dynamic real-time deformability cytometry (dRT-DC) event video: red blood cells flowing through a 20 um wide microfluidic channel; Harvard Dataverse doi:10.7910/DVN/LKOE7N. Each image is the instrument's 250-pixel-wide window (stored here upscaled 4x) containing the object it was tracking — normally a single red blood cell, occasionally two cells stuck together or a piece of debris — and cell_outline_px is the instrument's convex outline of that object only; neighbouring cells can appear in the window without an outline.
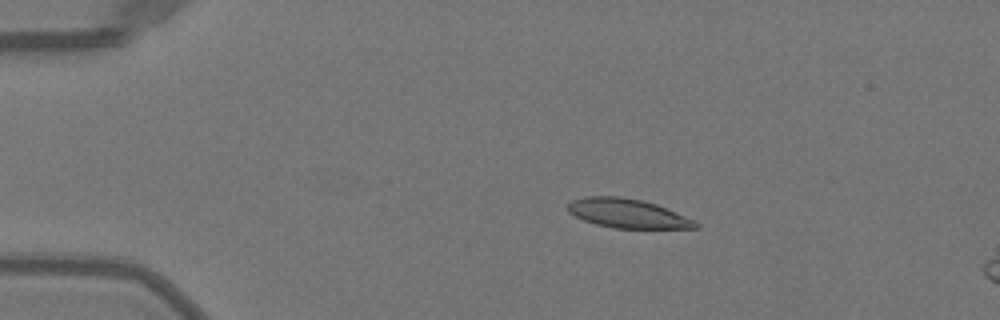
{"species": "Egyptian fruit bat (a non-hibernating species)", "species_latin": "Rousettus aegyptiacus", "temperature_condition": "warm", "stored_images_in_passage": 16, "camera_frame_rate_fps": 3000, "um_per_image_px": 0.085, "animal": {"sex": "female"}, "frame": {"image": 1, "passage_image": 10, "time_ms": 3.0, "image_size_px": [1000, 320], "cell_outline_px": [[700, 228], [612, 228], [596, 224], [584, 220], [568, 212], [568, 204], [572, 200], [584, 196], [620, 196], [640, 200], [656, 204], [696, 220], [700, 224]], "centroid_in_image_um": [53.36, 18.14], "position_along_channel_um": 31.6, "area_um2": 21.68}}